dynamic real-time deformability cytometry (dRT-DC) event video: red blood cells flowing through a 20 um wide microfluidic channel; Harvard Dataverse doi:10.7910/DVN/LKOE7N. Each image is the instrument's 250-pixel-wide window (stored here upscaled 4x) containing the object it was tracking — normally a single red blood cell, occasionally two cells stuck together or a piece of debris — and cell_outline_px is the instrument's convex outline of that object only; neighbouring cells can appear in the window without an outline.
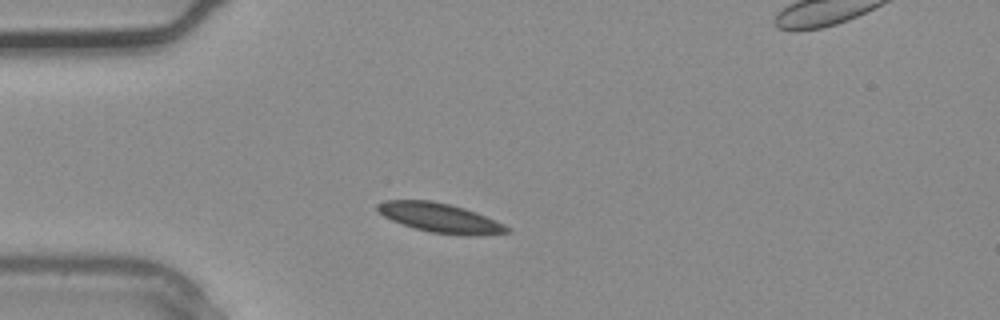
{"species": "common noctule bat (a hibernating species)", "species_latin": "Nyctalus noctula", "temperature_condition": "warm", "stored_images_in_passage": 2, "camera_frame_rate_fps": 3000, "um_per_image_px": 0.085, "animal": {"sex": "male", "body_mass_g": 20.4}, "frame": {"image": 1, "passage_image": 1, "time_ms": 0.0, "image_size_px": [1000, 320], "cell_outline_px": [[512, 232], [468, 236], [432, 232], [416, 228], [392, 220], [384, 216], [376, 208], [376, 204], [384, 200], [432, 200], [464, 208], [476, 212], [504, 224], [512, 228]], "centroid_in_image_um": [37.43, 18.51], "position_along_channel_um": 47.6, "area_um2": 21.96}}